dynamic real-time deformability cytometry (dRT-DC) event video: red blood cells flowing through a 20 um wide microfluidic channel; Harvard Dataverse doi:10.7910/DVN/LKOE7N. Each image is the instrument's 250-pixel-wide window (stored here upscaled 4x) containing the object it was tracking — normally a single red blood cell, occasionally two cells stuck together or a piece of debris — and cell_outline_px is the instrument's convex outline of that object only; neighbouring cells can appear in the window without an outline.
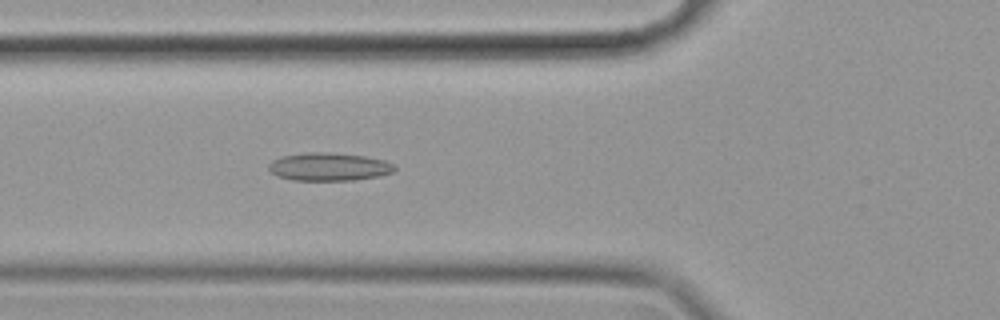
{"species": "common noctule bat (a hibernating species)", "species_latin": "Nyctalus noctula", "temperature_condition": "cold", "stored_images_in_passage": 57, "camera_frame_rate_fps": 3000, "um_per_image_px": 0.085, "animal": {"sex": "female", "body_mass_g": 19.9}, "frame": {"image": 1, "passage_image": 20, "time_ms": 6.333, "image_size_px": [1000, 320], "cell_outline_px": [[396, 168], [392, 172], [380, 176], [352, 180], [292, 180], [276, 176], [268, 168], [268, 164], [272, 160], [280, 156], [304, 152], [332, 152], [364, 156], [384, 160], [396, 164]], "centroid_in_image_um": [27.94, 14.16], "position_along_channel_um": 97.9, "area_um2": 20.81}}
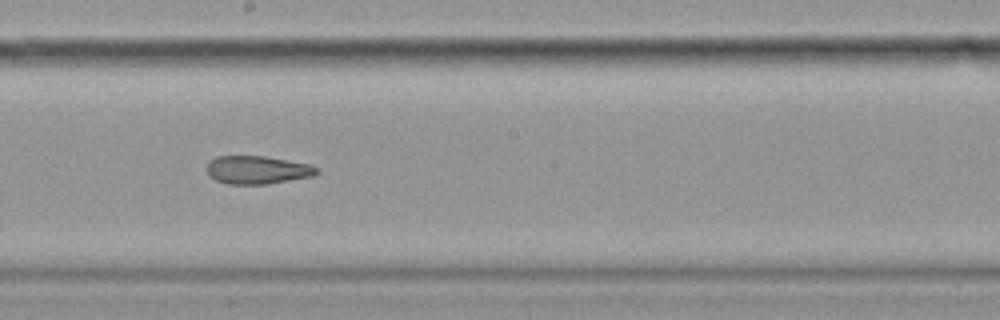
{"frame": {"image": 2, "passage_image": 31, "time_ms": 10.0, "image_size_px": [1000, 320], "cell_outline_px": [[320, 172], [312, 176], [268, 184], [228, 184], [216, 180], [208, 176], [208, 160], [216, 156], [264, 156], [288, 160], [308, 164], [316, 168]], "centroid_in_image_um": [21.84, 14.44], "position_along_channel_um": 226.4, "area_um2": 17.98}}
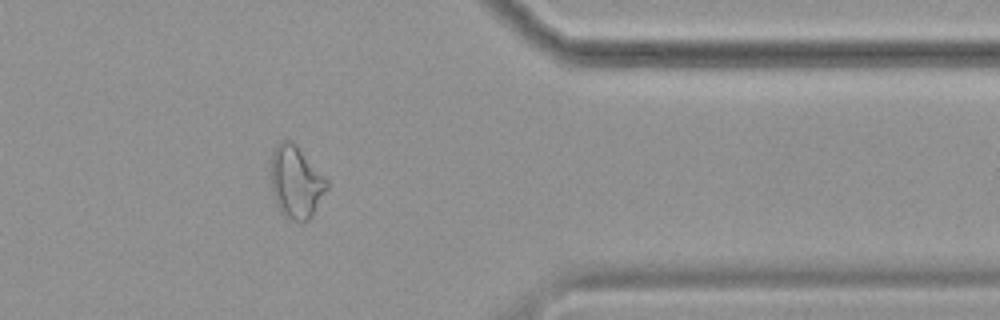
{"frame": {"image": 3, "passage_image": 46, "time_ms": 15.0, "image_size_px": [1000, 320], "cell_outline_px": [[328, 188], [312, 216], [304, 224], [300, 224], [288, 220], [280, 212], [276, 204], [272, 192], [272, 152], [276, 144], [280, 140], [292, 140], [296, 144], [328, 180]], "centroid_in_image_um": [25.17, 15.52], "position_along_channel_um": 386.2, "area_um2": 23.93}, "authors_computed_cell_mechanics": {"area_um2": 21.9062, "velocity_mm_per_s": 3.5031, "shape_relaxation_time_tau1_ms": null, "shape_relaxation_time_tau2_ms": 11.1919, "deformation_change_tau1": null, "deformation_change_tau2": 0.2078}}